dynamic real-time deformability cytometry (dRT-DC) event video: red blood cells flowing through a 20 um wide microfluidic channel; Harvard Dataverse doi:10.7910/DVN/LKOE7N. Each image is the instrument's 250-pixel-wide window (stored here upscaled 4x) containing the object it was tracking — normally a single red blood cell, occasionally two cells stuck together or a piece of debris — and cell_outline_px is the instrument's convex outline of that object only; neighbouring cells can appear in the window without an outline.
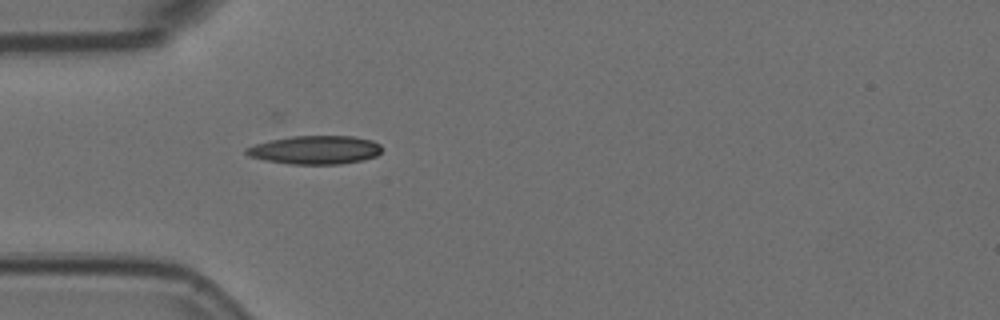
{"species": "Egyptian fruit bat (a non-hibernating species)", "species_latin": "Rousettus aegyptiacus", "temperature_condition": "room temperature", "stored_images_in_passage": 5, "camera_frame_rate_fps": 3000, "um_per_image_px": 0.085, "animal": {"sex": "female"}, "frame": {"image": 1, "passage_image": 5, "time_ms": 1.333, "image_size_px": [1000, 320], "cell_outline_px": [[380, 152], [376, 156], [364, 160], [340, 164], [292, 164], [264, 160], [248, 156], [244, 152], [244, 148], [256, 144], [272, 140], [292, 136], [352, 136], [372, 140], [380, 144]], "centroid_in_image_um": [26.78, 12.74], "position_along_channel_um": 58.2, "area_um2": 22.48}}